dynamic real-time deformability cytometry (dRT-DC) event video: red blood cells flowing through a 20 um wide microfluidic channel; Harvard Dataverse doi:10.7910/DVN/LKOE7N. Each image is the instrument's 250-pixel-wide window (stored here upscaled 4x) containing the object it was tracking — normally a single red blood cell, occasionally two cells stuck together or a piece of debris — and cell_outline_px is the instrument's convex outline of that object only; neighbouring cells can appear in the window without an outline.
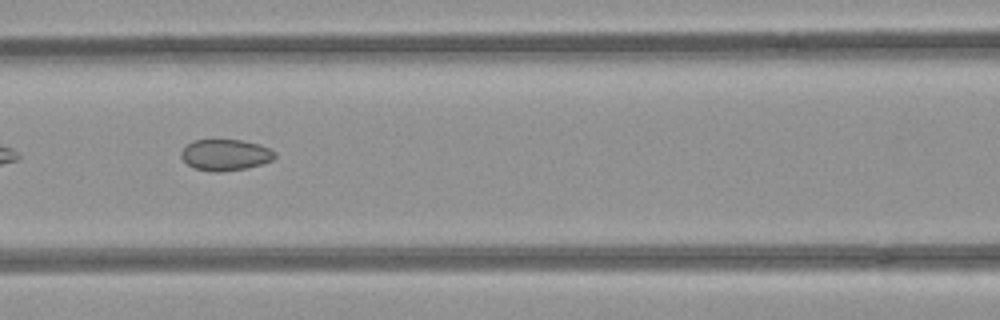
{"species": "common noctule bat (a hibernating species)", "species_latin": "Nyctalus noctula", "temperature_condition": "room temperature", "stored_images_in_passage": 13, "camera_frame_rate_fps": 3000, "um_per_image_px": 0.085, "animal": {"sex": "female", "body_mass_g": 21.9}, "frame": {"image": 1, "passage_image": 8, "time_ms": 2.333, "image_size_px": [1000, 320], "cell_outline_px": [[276, 156], [272, 160], [248, 168], [220, 172], [212, 172], [192, 168], [180, 156], [180, 152], [192, 140], [240, 140], [256, 144], [268, 148], [276, 152]], "centroid_in_image_um": [19.13, 13.18], "position_along_channel_um": 147.5, "area_um2": 16.99}}
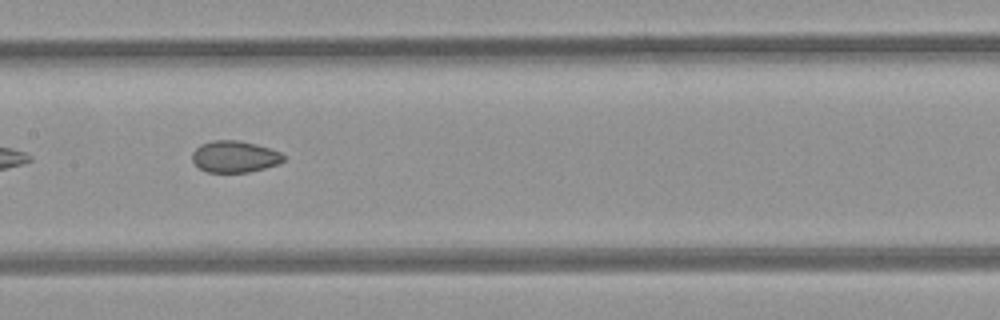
{"frame": {"image": 2, "passage_image": 11, "time_ms": 3.333, "image_size_px": [1000, 320], "cell_outline_px": [[284, 160], [280, 164], [248, 172], [208, 172], [200, 168], [192, 160], [192, 152], [200, 144], [212, 140], [240, 140], [256, 144], [280, 152], [284, 156]], "centroid_in_image_um": [19.94, 13.3], "position_along_channel_um": 187.5, "area_um2": 16.82}}